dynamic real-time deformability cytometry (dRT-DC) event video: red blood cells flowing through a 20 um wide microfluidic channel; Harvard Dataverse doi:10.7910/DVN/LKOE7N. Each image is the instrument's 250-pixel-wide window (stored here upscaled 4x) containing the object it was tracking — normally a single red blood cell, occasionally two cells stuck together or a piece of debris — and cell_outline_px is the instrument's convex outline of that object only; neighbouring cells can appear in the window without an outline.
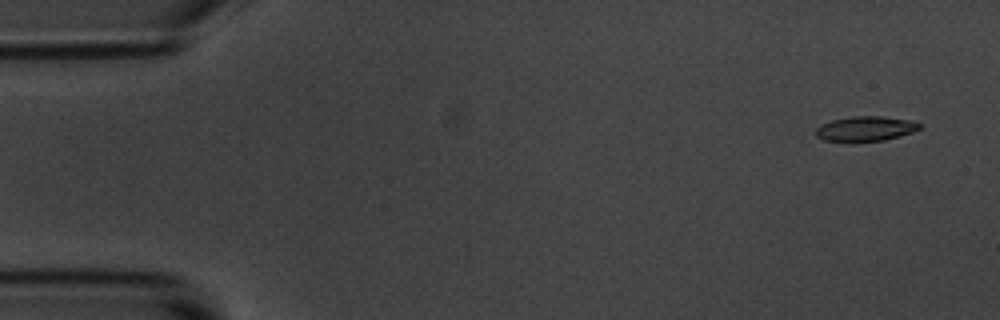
{"species": "common noctule bat (a hibernating species)", "species_latin": "Nyctalus noctula", "temperature_condition": "room temperature", "stored_images_in_passage": 7, "camera_frame_rate_fps": 3000, "um_per_image_px": 0.085, "animal": {"sex": "male", "body_mass_g": 20.1, "forearm_length_mm": 53.5}, "frame": {"image": 1, "passage_image": 1, "time_ms": 0.0, "image_size_px": [1000, 320], "cell_outline_px": [[924, 124], [920, 128], [912, 132], [884, 140], [824, 140], [816, 136], [816, 128], [820, 124], [832, 120], [852, 116], [880, 116], [908, 120]], "centroid_in_image_um": [73.57, 10.91], "position_along_channel_um": 11.4, "area_um2": 14.62}}
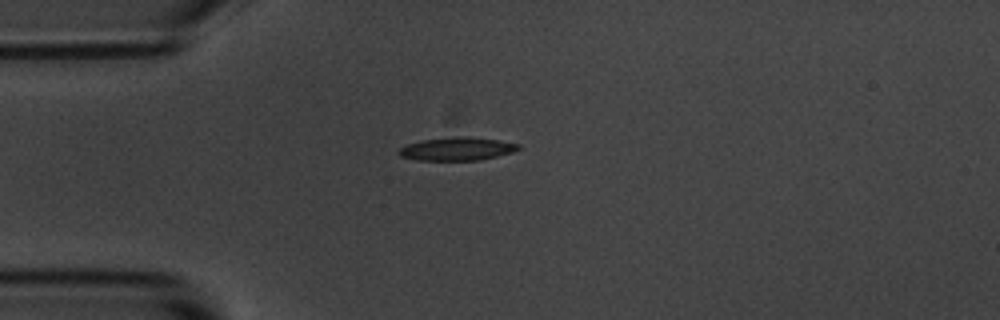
{"frame": {"image": 2, "passage_image": 4, "time_ms": 3.667, "image_size_px": [1000, 320], "cell_outline_px": [[520, 148], [512, 152], [480, 160], [416, 160], [400, 156], [396, 152], [400, 148], [408, 144], [424, 140], [456, 136], [468, 136], [496, 140], [520, 144]], "centroid_in_image_um": [38.82, 12.65], "position_along_channel_um": 46.2, "area_um2": 16.01}}
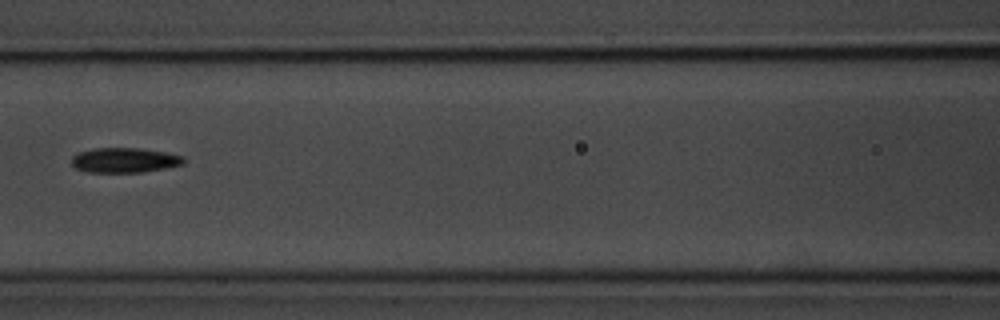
{"frame": {"image": 3, "passage_image": 7, "time_ms": 7.0, "image_size_px": [1000, 320], "cell_outline_px": [[184, 164], [164, 168], [140, 172], [88, 172], [76, 168], [72, 164], [72, 156], [80, 152], [96, 148], [140, 148], [164, 152], [184, 156]], "centroid_in_image_um": [10.59, 13.61], "position_along_channel_um": 156.0, "area_um2": 16.07}}